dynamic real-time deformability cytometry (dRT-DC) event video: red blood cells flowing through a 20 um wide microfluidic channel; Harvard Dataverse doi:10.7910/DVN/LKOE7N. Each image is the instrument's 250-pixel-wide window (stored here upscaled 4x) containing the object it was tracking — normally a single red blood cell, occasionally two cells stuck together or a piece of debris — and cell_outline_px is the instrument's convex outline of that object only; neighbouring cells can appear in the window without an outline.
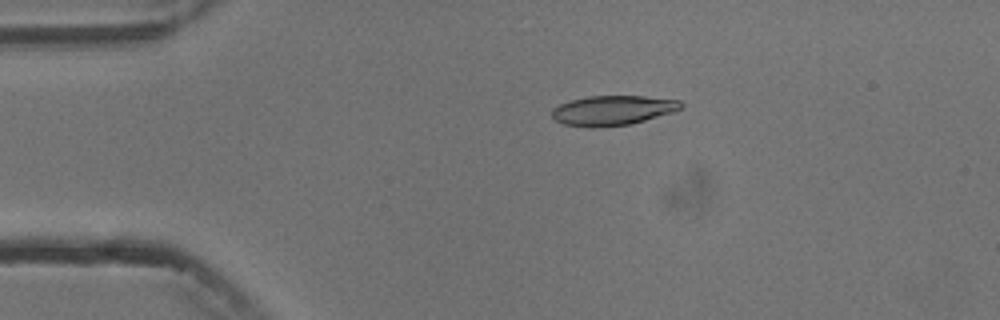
{"species": "common noctule bat (a hibernating species)", "species_latin": "Nyctalus noctula", "temperature_condition": "cold", "stored_images_in_passage": 5, "camera_frame_rate_fps": 3000, "um_per_image_px": 0.085, "animal": {"sex": "male", "body_mass_g": 13.3}, "frame": {"image": 1, "passage_image": 3, "time_ms": 2.333, "image_size_px": [1000, 320], "cell_outline_px": [[684, 108], [672, 112], [644, 120], [628, 124], [592, 128], [564, 124], [556, 120], [552, 116], [552, 108], [560, 104], [572, 100], [588, 96], [644, 96], [680, 100], [684, 104]], "centroid_in_image_um": [52.09, 9.37], "position_along_channel_um": 32.9, "area_um2": 22.25}}
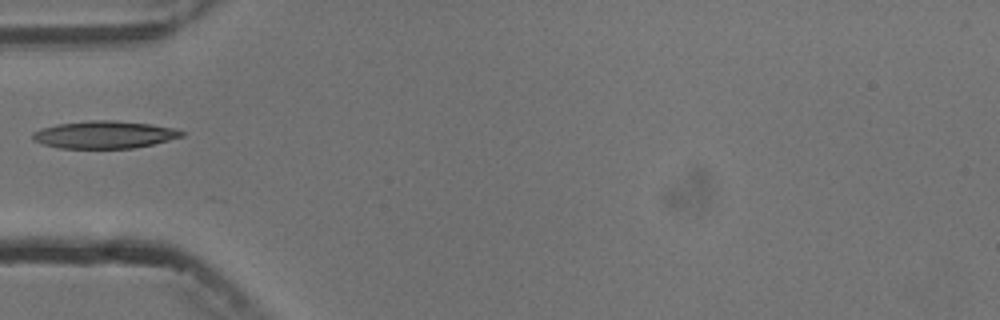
{"frame": {"image": 2, "passage_image": 5, "time_ms": 4.667, "image_size_px": [1000, 320], "cell_outline_px": [[184, 136], [152, 144], [132, 148], [60, 148], [44, 144], [32, 140], [32, 132], [40, 128], [56, 124], [88, 120], [116, 120], [152, 124], [176, 128], [184, 132]], "centroid_in_image_um": [8.86, 11.43], "position_along_channel_um": 76.1, "area_um2": 23.99}}